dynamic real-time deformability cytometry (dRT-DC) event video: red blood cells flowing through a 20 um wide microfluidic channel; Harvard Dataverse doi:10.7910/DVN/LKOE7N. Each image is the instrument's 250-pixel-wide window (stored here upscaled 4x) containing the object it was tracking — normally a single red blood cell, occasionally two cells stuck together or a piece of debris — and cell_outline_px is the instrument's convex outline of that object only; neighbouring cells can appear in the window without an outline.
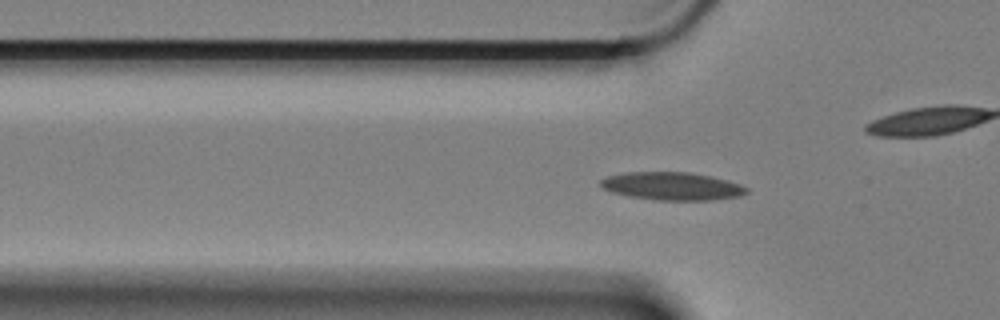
{"species": "Egyptian fruit bat (a non-hibernating species)", "species_latin": "Rousettus aegyptiacus", "temperature_condition": "cold", "stored_images_in_passage": 60, "camera_frame_rate_fps": 3000, "um_per_image_px": 0.085, "animal": {"sex": "female"}, "frame": {"image": 1, "passage_image": 18, "time_ms": 5.667, "image_size_px": [1000, 320], "cell_outline_px": [[748, 192], [740, 196], [712, 200], [656, 200], [628, 196], [612, 192], [604, 188], [600, 184], [600, 180], [608, 176], [624, 172], [688, 172], [708, 176], [740, 184], [748, 188]], "centroid_in_image_um": [57.11, 15.83], "position_along_channel_um": 68.7, "area_um2": 23.58}}
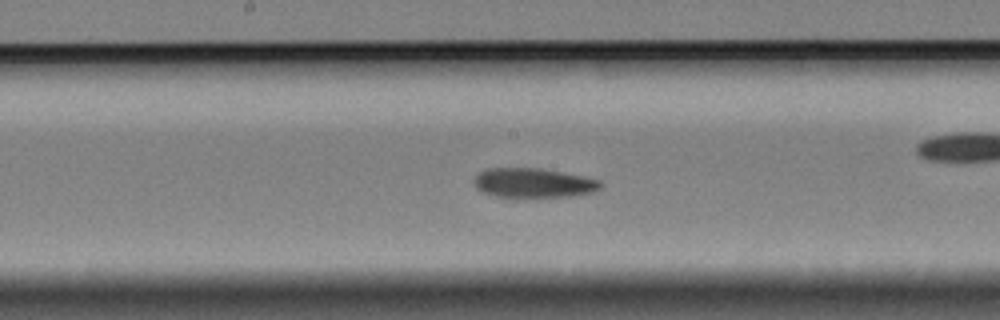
{"frame": {"image": 2, "passage_image": 30, "time_ms": 9.667, "image_size_px": [1000, 320], "cell_outline_px": [[600, 188], [592, 192], [576, 196], [496, 196], [484, 192], [476, 188], [472, 180], [480, 172], [488, 168], [540, 168], [600, 180]], "centroid_in_image_um": [45.31, 15.54], "position_along_channel_um": 202.9, "area_um2": 21.27}}
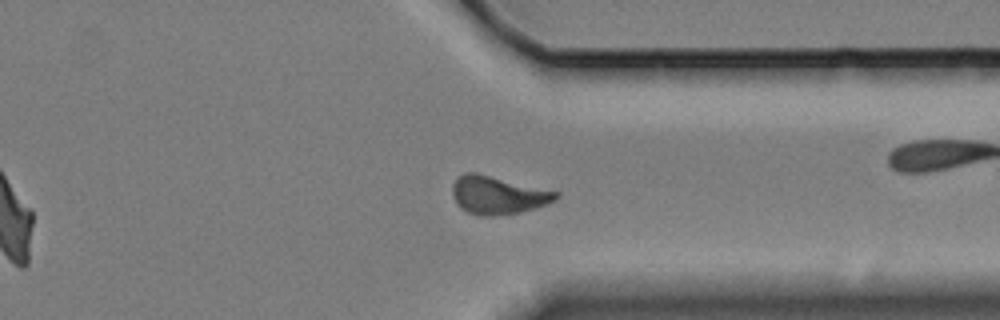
{"frame": {"image": 3, "passage_image": 45, "time_ms": 14.667, "image_size_px": [1000, 320], "cell_outline_px": [[560, 196], [556, 200], [536, 208], [520, 212], [492, 216], [480, 216], [468, 212], [460, 208], [452, 192], [452, 184], [464, 172], [476, 172], [560, 192]], "centroid_in_image_um": [42.34, 16.58], "position_along_channel_um": 369.1, "area_um2": 22.95}, "authors_computed_cell_mechanics": {"area_um2": 21.5883, "velocity_mm_per_s": 3.3368, "shape_relaxation_time_tau1_ms": 10.9886, "shape_relaxation_time_tau2_ms": 7.1977, "deformation_change_tau1": 0.1791, "deformation_change_tau2": 0.1234}}